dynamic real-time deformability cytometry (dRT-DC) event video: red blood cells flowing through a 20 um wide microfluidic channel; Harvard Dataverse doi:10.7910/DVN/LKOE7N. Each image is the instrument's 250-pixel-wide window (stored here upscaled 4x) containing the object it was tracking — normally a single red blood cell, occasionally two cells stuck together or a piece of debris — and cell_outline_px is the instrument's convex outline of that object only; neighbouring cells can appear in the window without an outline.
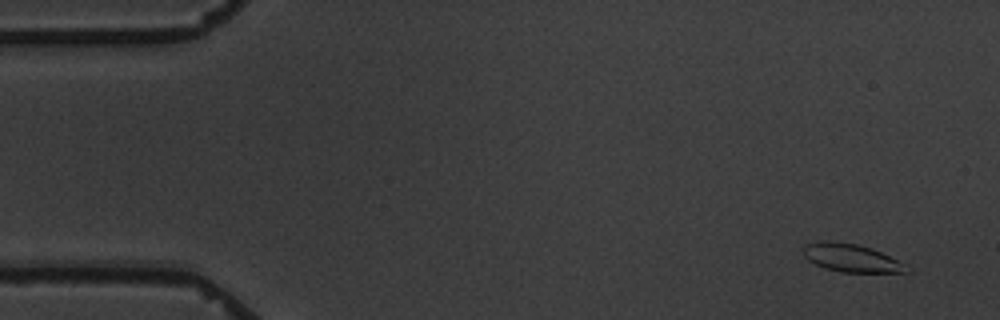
{"species": "common noctule bat (a hibernating species)", "species_latin": "Nyctalus noctula", "temperature_condition": "warm", "stored_images_in_passage": 6, "camera_frame_rate_fps": 3000, "um_per_image_px": 0.085, "animal": {"sex": "male", "body_mass_g": 19.5, "forearm_length_mm": 54.6}, "frame": {"image": 1, "passage_image": 1, "time_ms": 0.0, "image_size_px": [1000, 320], "cell_outline_px": [[908, 272], [840, 272], [824, 268], [808, 260], [804, 256], [804, 244], [824, 240], [828, 240], [856, 244], [880, 252], [904, 264]], "centroid_in_image_um": [72.27, 21.92], "position_along_channel_um": 12.7, "area_um2": 16.47}}
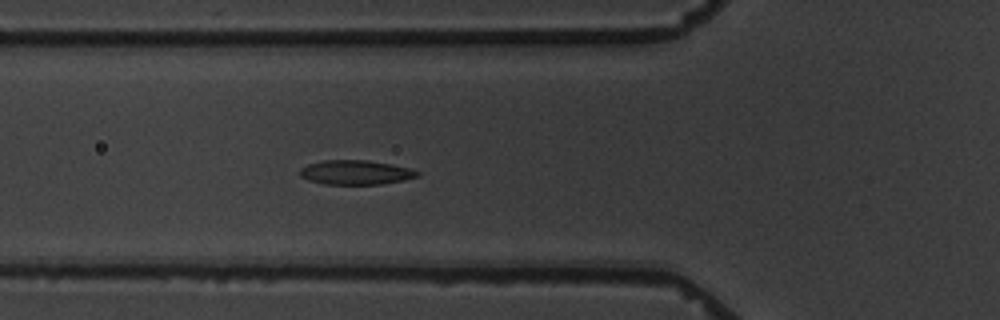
{"frame": {"image": 2, "passage_image": 6, "time_ms": 5.667, "image_size_px": [1000, 320], "cell_outline_px": [[420, 176], [404, 180], [380, 184], [324, 184], [308, 180], [300, 176], [300, 168], [308, 164], [324, 160], [368, 160], [392, 164], [412, 168], [420, 172]], "centroid_in_image_um": [30.26, 14.65], "position_along_channel_um": 95.5, "area_um2": 16.82}}